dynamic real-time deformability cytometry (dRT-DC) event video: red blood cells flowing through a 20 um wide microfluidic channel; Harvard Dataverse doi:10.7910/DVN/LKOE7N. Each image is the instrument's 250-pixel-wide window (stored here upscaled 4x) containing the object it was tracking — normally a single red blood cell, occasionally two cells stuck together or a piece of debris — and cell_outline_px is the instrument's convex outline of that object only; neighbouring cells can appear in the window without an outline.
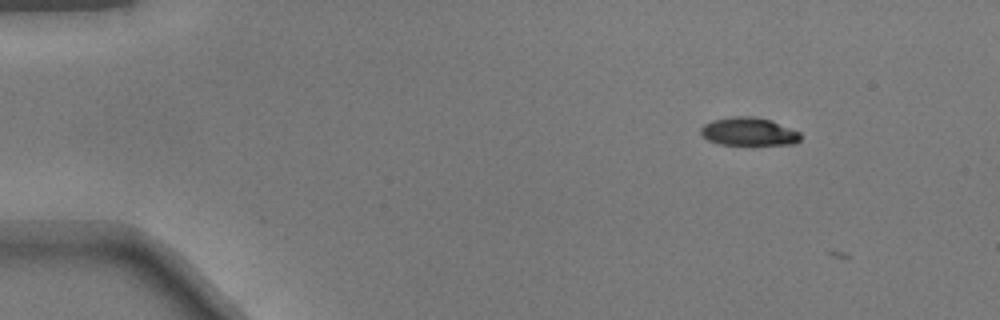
{"species": "common noctule bat (a hibernating species)", "species_latin": "Nyctalus noctula", "temperature_condition": "warm", "stored_images_in_passage": 3, "camera_frame_rate_fps": 3000, "um_per_image_px": 0.085, "animal": {"sex": "male", "body_mass_g": 17.9}, "frame": {"image": 1, "passage_image": 2, "time_ms": 0.333, "image_size_px": [1000, 320], "cell_outline_px": [[800, 140], [796, 144], [720, 144], [708, 140], [700, 136], [700, 128], [704, 124], [712, 120], [732, 116], [752, 116], [772, 120], [800, 132]], "centroid_in_image_um": [63.62, 11.17], "position_along_channel_um": 21.4, "area_um2": 16.42}}